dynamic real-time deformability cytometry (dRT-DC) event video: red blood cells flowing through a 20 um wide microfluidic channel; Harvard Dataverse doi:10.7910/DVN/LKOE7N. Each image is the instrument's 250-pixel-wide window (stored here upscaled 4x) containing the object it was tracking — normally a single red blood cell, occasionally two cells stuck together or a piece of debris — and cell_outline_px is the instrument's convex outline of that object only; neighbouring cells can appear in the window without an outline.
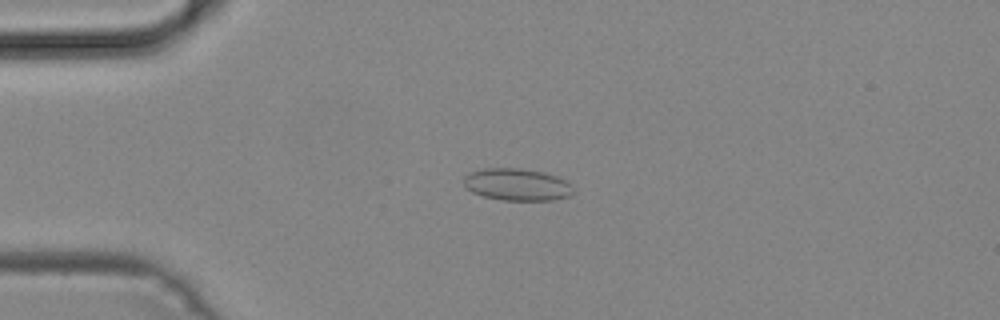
{"species": "common noctule bat (a hibernating species)", "species_latin": "Nyctalus noctula", "temperature_condition": "cold", "stored_images_in_passage": 40, "camera_frame_rate_fps": 3000, "um_per_image_px": 0.085, "animal": {"sex": "male", "body_mass_g": 19.2, "forearm_length_mm": 51.8}, "frame": {"image": 1, "passage_image": 3, "time_ms": 0.667, "image_size_px": [1000, 320], "cell_outline_px": [[572, 192], [568, 196], [552, 200], [500, 200], [484, 196], [472, 192], [464, 184], [464, 176], [472, 172], [484, 168], [520, 168], [544, 172], [556, 176], [564, 180], [572, 188]], "centroid_in_image_um": [43.92, 15.68], "position_along_channel_um": 41.1, "area_um2": 20.23}}
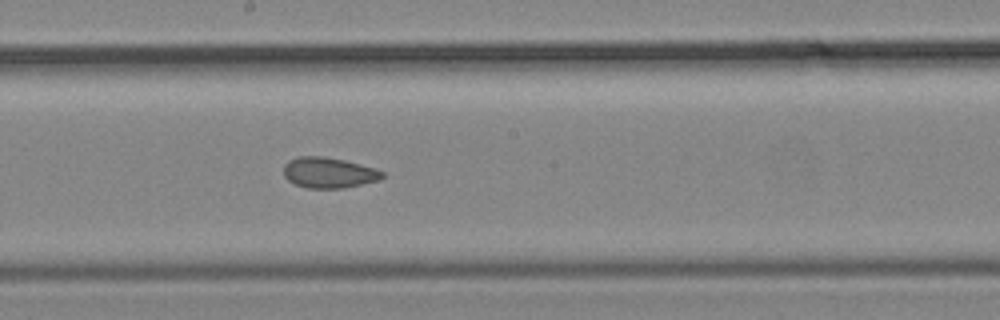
{"frame": {"image": 2, "passage_image": 18, "time_ms": 5.667, "image_size_px": [1000, 320], "cell_outline_px": [[384, 176], [380, 180], [344, 188], [308, 188], [296, 184], [288, 180], [284, 176], [284, 164], [288, 160], [300, 156], [324, 156], [344, 160], [360, 164], [384, 172]], "centroid_in_image_um": [27.93, 14.67], "position_along_channel_um": 220.3, "area_um2": 17.57}}
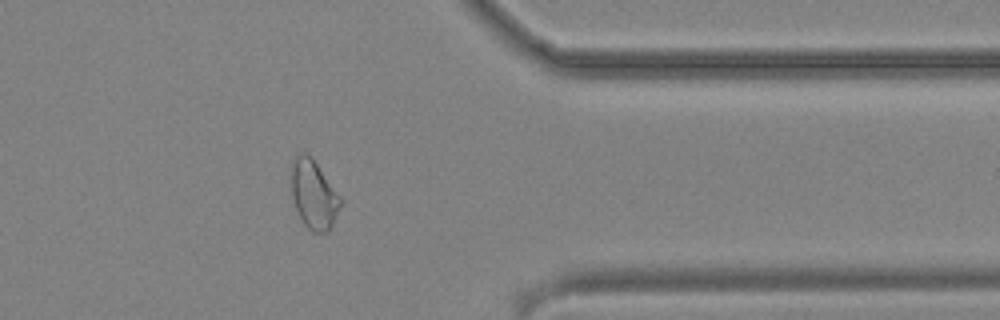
{"frame": {"image": 3, "passage_image": 31, "time_ms": 10.0, "image_size_px": [1000, 320], "cell_outline_px": [[344, 200], [328, 232], [312, 232], [304, 224], [296, 208], [292, 196], [292, 164], [296, 156], [300, 152], [304, 152], [312, 156]], "centroid_in_image_um": [26.7, 16.51], "position_along_channel_um": 384.7, "area_um2": 19.77}}